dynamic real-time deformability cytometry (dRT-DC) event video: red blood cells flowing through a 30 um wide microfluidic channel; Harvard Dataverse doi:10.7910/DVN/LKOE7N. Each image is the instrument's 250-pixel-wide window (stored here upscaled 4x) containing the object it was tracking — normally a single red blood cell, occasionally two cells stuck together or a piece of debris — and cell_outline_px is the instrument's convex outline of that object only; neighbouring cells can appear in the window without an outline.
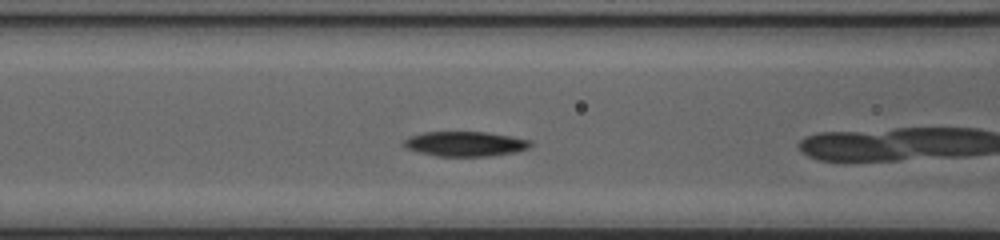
{"species": "common noctule bat (a hibernating species)", "species_latin": "Nyctalus noctula", "temperature_condition": "cold", "stored_images_in_passage": 6, "camera_frame_rate_fps": 3000, "um_per_image_px": 0.085, "animal": {"sex": "female", "body_mass_g": 20.0, "forearm_length_mm": 54.0}, "frame": {"image": 1, "passage_image": 4, "time_ms": 1.0, "image_size_px": [1000, 240], "cell_outline_px": [[532, 144], [528, 148], [512, 152], [492, 156], [436, 156], [404, 148], [400, 144], [408, 136], [424, 132], [488, 132], [512, 136], [532, 140]], "centroid_in_image_um": [39.5, 12.22], "position_along_channel_um": 127.1, "area_um2": 18.5}}